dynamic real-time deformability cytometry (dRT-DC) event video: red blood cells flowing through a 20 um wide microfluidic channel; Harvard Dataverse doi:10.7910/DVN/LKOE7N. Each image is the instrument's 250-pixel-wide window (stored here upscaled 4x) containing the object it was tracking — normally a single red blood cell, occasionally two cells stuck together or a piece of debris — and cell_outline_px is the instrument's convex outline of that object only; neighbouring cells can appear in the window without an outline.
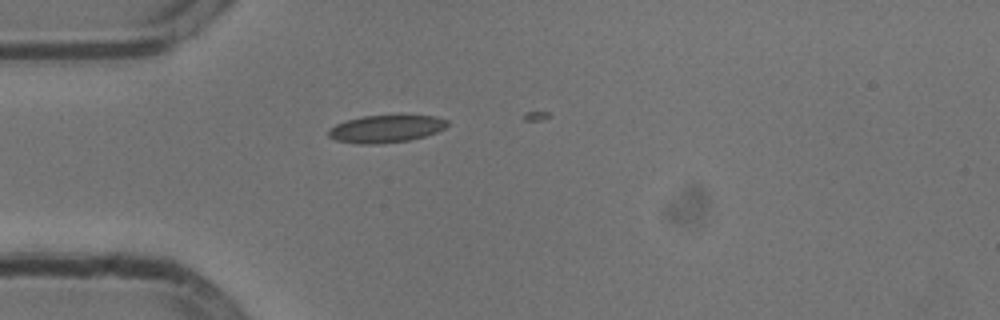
{"species": "common noctule bat (a hibernating species)", "species_latin": "Nyctalus noctula", "temperature_condition": "cold", "stored_images_in_passage": 9, "camera_frame_rate_fps": 3000, "um_per_image_px": 0.085, "animal": {"sex": "male", "body_mass_g": 13.3}, "frame": {"image": 1, "passage_image": 5, "time_ms": 1.333, "image_size_px": [1000, 320], "cell_outline_px": [[448, 124], [444, 128], [436, 132], [424, 136], [408, 140], [376, 144], [360, 144], [336, 140], [328, 136], [328, 128], [336, 124], [348, 120], [364, 116], [436, 116], [448, 120]], "centroid_in_image_um": [32.78, 10.95], "position_along_channel_um": 52.2, "area_um2": 18.73}}